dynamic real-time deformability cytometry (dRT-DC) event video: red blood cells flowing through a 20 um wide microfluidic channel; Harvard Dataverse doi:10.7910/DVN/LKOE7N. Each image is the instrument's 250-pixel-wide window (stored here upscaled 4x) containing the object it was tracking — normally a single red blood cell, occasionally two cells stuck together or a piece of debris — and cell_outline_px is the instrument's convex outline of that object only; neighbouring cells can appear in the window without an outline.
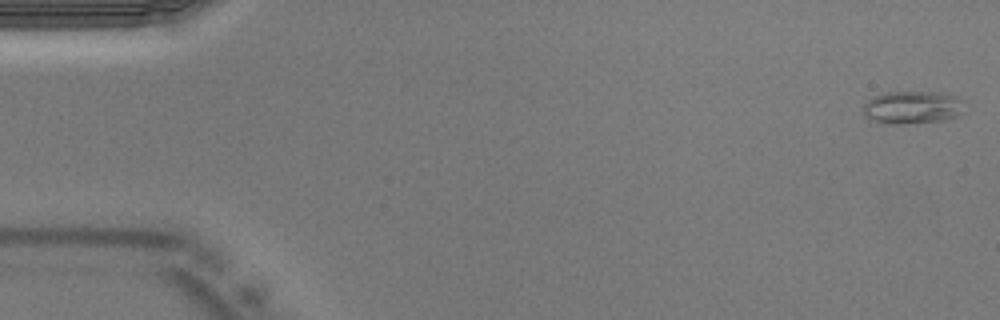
{"species": "Egyptian fruit bat (a non-hibernating species)", "species_latin": "Rousettus aegyptiacus", "temperature_condition": "warm", "stored_images_in_passage": 43, "segment_of_instrument_passage": [1, 2], "camera_frame_rate_fps": 3000, "um_per_image_px": 0.085, "animal": {"sex": "male"}, "frame": {"image": 1, "passage_image": 1, "time_ms": 0.0, "image_size_px": [1000, 320], "cell_outline_px": [[964, 112], [960, 116], [948, 120], [900, 124], [892, 124], [876, 120], [868, 116], [864, 112], [864, 104], [868, 100], [884, 92], [944, 92], [956, 96], [964, 100]], "centroid_in_image_um": [77.68, 9.12], "position_along_channel_um": 7.3, "area_um2": 19.48}}
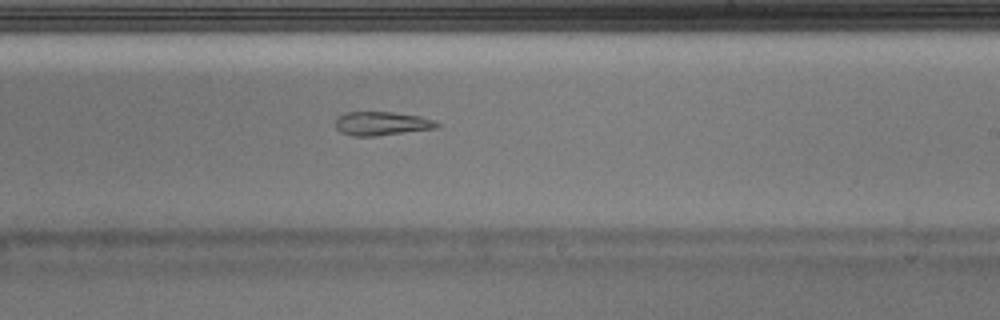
{"frame": {"image": 2, "passage_image": 25, "time_ms": 8.0, "image_size_px": [1000, 320], "cell_outline_px": [[440, 124], [436, 128], [376, 136], [352, 136], [340, 132], [336, 128], [336, 116], [344, 112], [392, 112], [420, 116], [432, 120]], "centroid_in_image_um": [32.39, 10.5], "position_along_channel_um": 256.6, "area_um2": 14.05}}
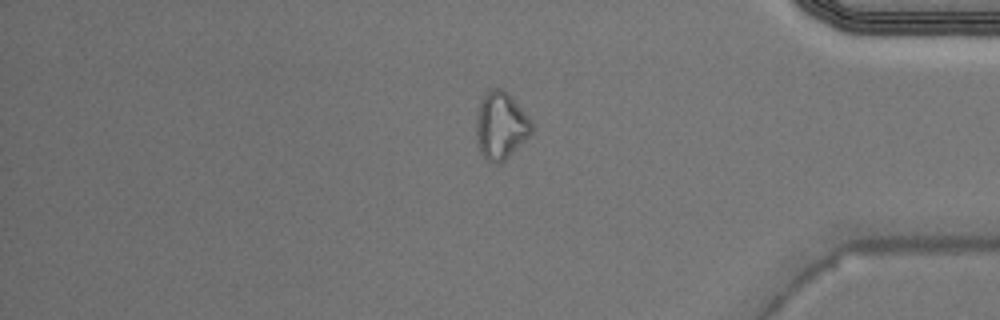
{"frame": {"image": 3, "passage_image": 35, "time_ms": 11.333, "image_size_px": [1000, 320], "cell_outline_px": [[536, 128], [500, 164], [492, 164], [480, 152], [476, 144], [476, 116], [480, 100], [492, 88], [500, 88], [508, 92], [512, 96], [532, 120]], "centroid_in_image_um": [42.57, 10.67], "position_along_channel_um": 392.6, "area_um2": 21.96}}